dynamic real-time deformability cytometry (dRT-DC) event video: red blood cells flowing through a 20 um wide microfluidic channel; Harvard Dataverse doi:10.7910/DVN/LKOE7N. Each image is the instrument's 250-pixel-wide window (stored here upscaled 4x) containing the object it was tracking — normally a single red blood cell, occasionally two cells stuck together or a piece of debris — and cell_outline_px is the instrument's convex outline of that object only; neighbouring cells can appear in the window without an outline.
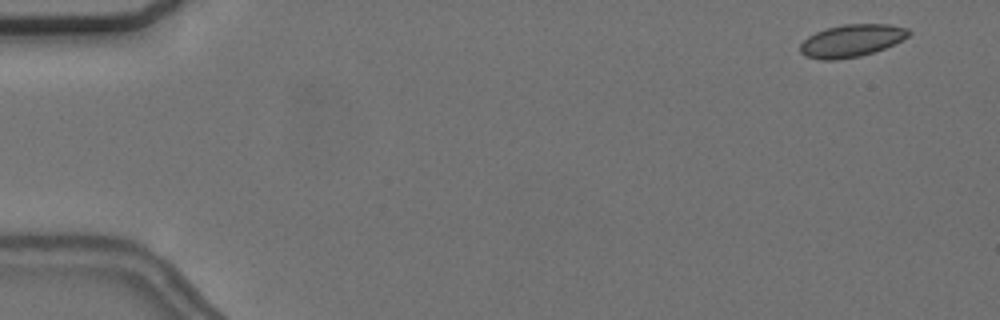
{"species": "common noctule bat (a hibernating species)", "species_latin": "Nyctalus noctula", "temperature_condition": "cold", "stored_images_in_passage": 56, "camera_frame_rate_fps": 3000, "um_per_image_px": 0.085, "animal": {"sex": "female", "body_mass_g": 24.6, "forearm_length_mm": 56.2}, "frame": {"image": 1, "passage_image": 3, "time_ms": 0.667, "image_size_px": [1000, 320], "cell_outline_px": [[912, 32], [908, 36], [884, 48], [860, 56], [836, 60], [820, 60], [804, 56], [800, 52], [800, 44], [808, 36], [816, 32], [828, 28], [844, 24], [888, 24], [908, 28]], "centroid_in_image_um": [72.35, 3.46], "position_along_channel_um": 12.6, "area_um2": 20.4}}
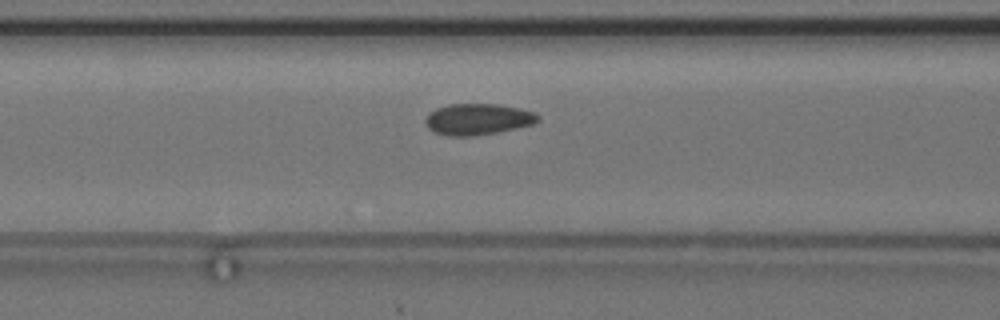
{"frame": {"image": 2, "passage_image": 23, "time_ms": 7.333, "image_size_px": [1000, 320], "cell_outline_px": [[540, 120], [532, 124], [500, 132], [472, 136], [448, 136], [436, 132], [428, 128], [424, 120], [428, 112], [436, 108], [448, 104], [500, 104], [520, 108], [536, 112], [540, 116]], "centroid_in_image_um": [40.62, 10.12], "position_along_channel_um": 126.0, "area_um2": 20.75}}
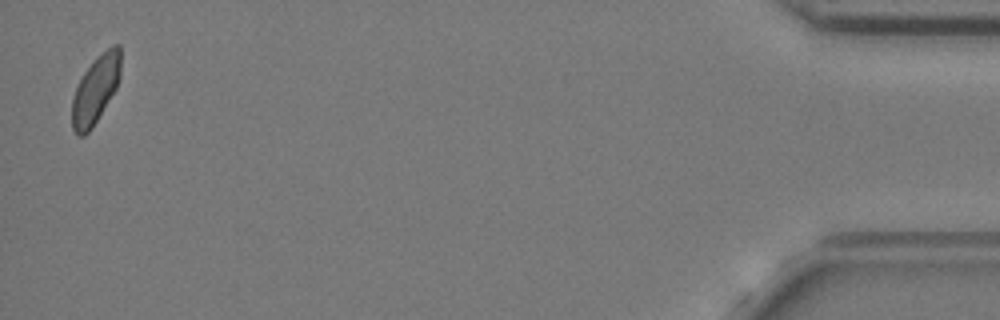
{"frame": {"image": 3, "passage_image": 55, "time_ms": 18.0, "image_size_px": [1000, 320], "cell_outline_px": [[120, 76], [116, 88], [92, 128], [84, 136], [76, 136], [72, 128], [72, 100], [76, 88], [84, 72], [96, 56], [112, 44], [120, 44]], "centroid_in_image_um": [8.12, 7.61], "position_along_channel_um": 427.1, "area_um2": 19.19}, "authors_computed_cell_mechanics": {"area_um2": 20.0566, "velocity_mm_per_s": 3.664, "shape_relaxation_time_tau1_ms": null, "shape_relaxation_time_tau2_ms": 1.5087, "deformation_change_tau1": null, "deformation_change_tau2": 0.0628}}